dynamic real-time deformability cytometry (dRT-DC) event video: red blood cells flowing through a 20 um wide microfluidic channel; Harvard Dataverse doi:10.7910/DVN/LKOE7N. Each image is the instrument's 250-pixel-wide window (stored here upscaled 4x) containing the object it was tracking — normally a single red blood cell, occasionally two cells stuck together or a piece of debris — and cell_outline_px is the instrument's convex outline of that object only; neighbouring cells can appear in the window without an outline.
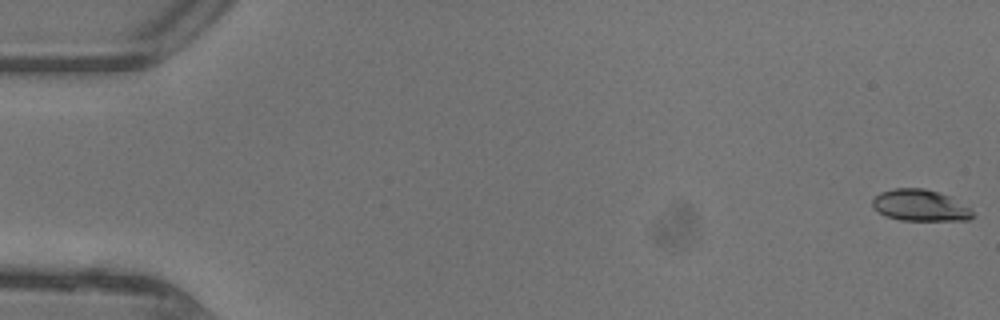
{"species": "common noctule bat (a hibernating species)", "species_latin": "Nyctalus noctula", "temperature_condition": "warm", "stored_images_in_passage": 8, "camera_frame_rate_fps": 3000, "um_per_image_px": 0.085, "animal": {"sex": "female"}, "frame": {"image": 1, "passage_image": 1, "time_ms": 0.0, "image_size_px": [1000, 320], "cell_outline_px": [[976, 216], [968, 220], [900, 220], [884, 216], [872, 208], [872, 200], [880, 192], [892, 188], [924, 188], [948, 196], [972, 208]], "centroid_in_image_um": [78.21, 17.47], "position_along_channel_um": 6.8, "area_um2": 18.55}}